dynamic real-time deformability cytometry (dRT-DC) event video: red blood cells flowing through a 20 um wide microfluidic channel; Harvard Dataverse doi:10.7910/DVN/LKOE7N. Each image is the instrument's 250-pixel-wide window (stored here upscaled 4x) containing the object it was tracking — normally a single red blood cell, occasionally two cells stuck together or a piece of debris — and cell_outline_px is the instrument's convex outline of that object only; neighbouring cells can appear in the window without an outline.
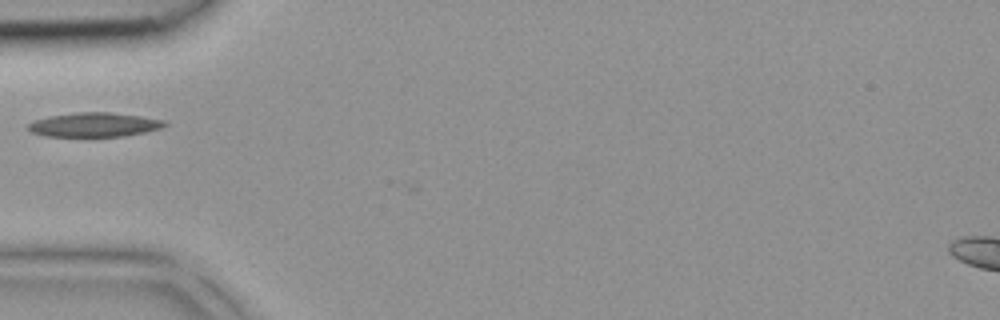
{"species": "common noctule bat (a hibernating species)", "species_latin": "Nyctalus noctula", "temperature_condition": "room temperature", "stored_images_in_passage": 4, "camera_frame_rate_fps": 3000, "um_per_image_px": 0.085, "animal": {"sex": "female", "body_mass_g": 18.4}, "frame": {"image": 1, "passage_image": 1, "time_ms": 0.0, "image_size_px": [1000, 320], "cell_outline_px": [[168, 124], [160, 128], [144, 132], [124, 136], [44, 136], [32, 132], [28, 128], [28, 124], [36, 120], [48, 116], [76, 112], [108, 112], [140, 116], [164, 120]], "centroid_in_image_um": [8.01, 10.6], "position_along_channel_um": 77.0, "area_um2": 19.07}}